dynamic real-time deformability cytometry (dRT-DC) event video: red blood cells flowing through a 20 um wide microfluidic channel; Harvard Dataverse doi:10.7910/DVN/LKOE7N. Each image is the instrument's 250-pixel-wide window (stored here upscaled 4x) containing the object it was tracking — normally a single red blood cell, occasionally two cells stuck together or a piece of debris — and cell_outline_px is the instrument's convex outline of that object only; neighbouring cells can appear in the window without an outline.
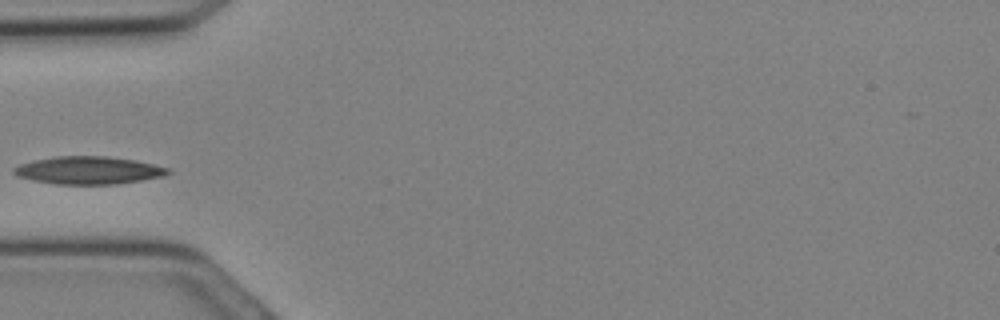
{"species": "Egyptian fruit bat (a non-hibernating species)", "species_latin": "Rousettus aegyptiacus", "temperature_condition": "cold", "stored_images_in_passage": 5, "camera_frame_rate_fps": 3000, "um_per_image_px": 0.085, "animal": {"sex": "female"}, "frame": {"image": 1, "passage_image": 4, "time_ms": 1.0, "image_size_px": [1000, 320], "cell_outline_px": [[172, 172], [164, 176], [116, 184], [56, 184], [32, 180], [16, 176], [12, 172], [12, 168], [20, 164], [32, 160], [56, 156], [104, 156], [132, 160], [152, 164], [168, 168]], "centroid_in_image_um": [7.46, 14.48], "position_along_channel_um": 77.5, "area_um2": 24.8}}